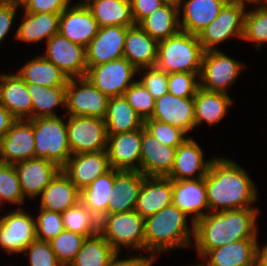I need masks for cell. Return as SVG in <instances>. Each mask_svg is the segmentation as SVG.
Instances as JSON below:
<instances>
[{"label": "cell", "mask_w": 267, "mask_h": 266, "mask_svg": "<svg viewBox=\"0 0 267 266\" xmlns=\"http://www.w3.org/2000/svg\"><path fill=\"white\" fill-rule=\"evenodd\" d=\"M123 96L143 120L151 118L155 109V99L139 81L135 80Z\"/></svg>", "instance_id": "obj_44"}, {"label": "cell", "mask_w": 267, "mask_h": 266, "mask_svg": "<svg viewBox=\"0 0 267 266\" xmlns=\"http://www.w3.org/2000/svg\"><path fill=\"white\" fill-rule=\"evenodd\" d=\"M177 147L161 144L142 127L140 172L145 176L166 177L174 164Z\"/></svg>", "instance_id": "obj_20"}, {"label": "cell", "mask_w": 267, "mask_h": 266, "mask_svg": "<svg viewBox=\"0 0 267 266\" xmlns=\"http://www.w3.org/2000/svg\"><path fill=\"white\" fill-rule=\"evenodd\" d=\"M204 50L198 36L179 31L159 41L155 66L166 73H200Z\"/></svg>", "instance_id": "obj_4"}, {"label": "cell", "mask_w": 267, "mask_h": 266, "mask_svg": "<svg viewBox=\"0 0 267 266\" xmlns=\"http://www.w3.org/2000/svg\"><path fill=\"white\" fill-rule=\"evenodd\" d=\"M67 138L72 155L105 151L108 144L105 120L88 116H68Z\"/></svg>", "instance_id": "obj_9"}, {"label": "cell", "mask_w": 267, "mask_h": 266, "mask_svg": "<svg viewBox=\"0 0 267 266\" xmlns=\"http://www.w3.org/2000/svg\"><path fill=\"white\" fill-rule=\"evenodd\" d=\"M138 71L127 59L120 58L97 66L87 67V79L108 98L122 96L135 81Z\"/></svg>", "instance_id": "obj_11"}, {"label": "cell", "mask_w": 267, "mask_h": 266, "mask_svg": "<svg viewBox=\"0 0 267 266\" xmlns=\"http://www.w3.org/2000/svg\"><path fill=\"white\" fill-rule=\"evenodd\" d=\"M0 199L15 205L24 202L25 198L21 191L18 173L13 164L0 162Z\"/></svg>", "instance_id": "obj_42"}, {"label": "cell", "mask_w": 267, "mask_h": 266, "mask_svg": "<svg viewBox=\"0 0 267 266\" xmlns=\"http://www.w3.org/2000/svg\"><path fill=\"white\" fill-rule=\"evenodd\" d=\"M87 7L99 27L135 25L130 0H93Z\"/></svg>", "instance_id": "obj_34"}, {"label": "cell", "mask_w": 267, "mask_h": 266, "mask_svg": "<svg viewBox=\"0 0 267 266\" xmlns=\"http://www.w3.org/2000/svg\"><path fill=\"white\" fill-rule=\"evenodd\" d=\"M195 266H206V265H204V263L202 262L201 264H198V265H195Z\"/></svg>", "instance_id": "obj_61"}, {"label": "cell", "mask_w": 267, "mask_h": 266, "mask_svg": "<svg viewBox=\"0 0 267 266\" xmlns=\"http://www.w3.org/2000/svg\"><path fill=\"white\" fill-rule=\"evenodd\" d=\"M21 6L29 13H61L69 0H26Z\"/></svg>", "instance_id": "obj_50"}, {"label": "cell", "mask_w": 267, "mask_h": 266, "mask_svg": "<svg viewBox=\"0 0 267 266\" xmlns=\"http://www.w3.org/2000/svg\"><path fill=\"white\" fill-rule=\"evenodd\" d=\"M21 25L16 31V40L38 42L46 38V42L59 33L60 13L25 12Z\"/></svg>", "instance_id": "obj_31"}, {"label": "cell", "mask_w": 267, "mask_h": 266, "mask_svg": "<svg viewBox=\"0 0 267 266\" xmlns=\"http://www.w3.org/2000/svg\"><path fill=\"white\" fill-rule=\"evenodd\" d=\"M116 170L111 168L80 191V202L100 220L107 215L108 199L112 194Z\"/></svg>", "instance_id": "obj_35"}, {"label": "cell", "mask_w": 267, "mask_h": 266, "mask_svg": "<svg viewBox=\"0 0 267 266\" xmlns=\"http://www.w3.org/2000/svg\"><path fill=\"white\" fill-rule=\"evenodd\" d=\"M258 209L242 208L207 213L194 224L199 257L210 250L244 239H257Z\"/></svg>", "instance_id": "obj_2"}, {"label": "cell", "mask_w": 267, "mask_h": 266, "mask_svg": "<svg viewBox=\"0 0 267 266\" xmlns=\"http://www.w3.org/2000/svg\"><path fill=\"white\" fill-rule=\"evenodd\" d=\"M141 138L142 128L108 135L107 153L110 167L115 170L140 171Z\"/></svg>", "instance_id": "obj_18"}, {"label": "cell", "mask_w": 267, "mask_h": 266, "mask_svg": "<svg viewBox=\"0 0 267 266\" xmlns=\"http://www.w3.org/2000/svg\"><path fill=\"white\" fill-rule=\"evenodd\" d=\"M70 1L71 0H69V3H70ZM91 1H93V0H83V1L79 2V4H77V5H85V6H87Z\"/></svg>", "instance_id": "obj_59"}, {"label": "cell", "mask_w": 267, "mask_h": 266, "mask_svg": "<svg viewBox=\"0 0 267 266\" xmlns=\"http://www.w3.org/2000/svg\"><path fill=\"white\" fill-rule=\"evenodd\" d=\"M35 138L34 158H43L62 169L72 153L67 138V123L58 117L30 119Z\"/></svg>", "instance_id": "obj_5"}, {"label": "cell", "mask_w": 267, "mask_h": 266, "mask_svg": "<svg viewBox=\"0 0 267 266\" xmlns=\"http://www.w3.org/2000/svg\"><path fill=\"white\" fill-rule=\"evenodd\" d=\"M62 219L65 230L86 236L87 238L100 233V219L80 201L63 212Z\"/></svg>", "instance_id": "obj_40"}, {"label": "cell", "mask_w": 267, "mask_h": 266, "mask_svg": "<svg viewBox=\"0 0 267 266\" xmlns=\"http://www.w3.org/2000/svg\"><path fill=\"white\" fill-rule=\"evenodd\" d=\"M86 236L63 230L57 237L50 240L53 252L63 266H69L81 249Z\"/></svg>", "instance_id": "obj_41"}, {"label": "cell", "mask_w": 267, "mask_h": 266, "mask_svg": "<svg viewBox=\"0 0 267 266\" xmlns=\"http://www.w3.org/2000/svg\"><path fill=\"white\" fill-rule=\"evenodd\" d=\"M108 99L87 77L70 78L67 81L65 109L69 116L105 119Z\"/></svg>", "instance_id": "obj_8"}, {"label": "cell", "mask_w": 267, "mask_h": 266, "mask_svg": "<svg viewBox=\"0 0 267 266\" xmlns=\"http://www.w3.org/2000/svg\"><path fill=\"white\" fill-rule=\"evenodd\" d=\"M172 204V180L167 177L145 176L135 211L143 218Z\"/></svg>", "instance_id": "obj_24"}, {"label": "cell", "mask_w": 267, "mask_h": 266, "mask_svg": "<svg viewBox=\"0 0 267 266\" xmlns=\"http://www.w3.org/2000/svg\"><path fill=\"white\" fill-rule=\"evenodd\" d=\"M111 169L107 150L73 154L61 169L81 191Z\"/></svg>", "instance_id": "obj_16"}, {"label": "cell", "mask_w": 267, "mask_h": 266, "mask_svg": "<svg viewBox=\"0 0 267 266\" xmlns=\"http://www.w3.org/2000/svg\"><path fill=\"white\" fill-rule=\"evenodd\" d=\"M35 138L30 119H16L0 142V162L16 164L34 158Z\"/></svg>", "instance_id": "obj_14"}, {"label": "cell", "mask_w": 267, "mask_h": 266, "mask_svg": "<svg viewBox=\"0 0 267 266\" xmlns=\"http://www.w3.org/2000/svg\"><path fill=\"white\" fill-rule=\"evenodd\" d=\"M119 252L111 258L110 263L107 266H151L154 260L148 255V257L134 256L127 259H118Z\"/></svg>", "instance_id": "obj_53"}, {"label": "cell", "mask_w": 267, "mask_h": 266, "mask_svg": "<svg viewBox=\"0 0 267 266\" xmlns=\"http://www.w3.org/2000/svg\"><path fill=\"white\" fill-rule=\"evenodd\" d=\"M257 239H244L210 250L206 266H255Z\"/></svg>", "instance_id": "obj_30"}, {"label": "cell", "mask_w": 267, "mask_h": 266, "mask_svg": "<svg viewBox=\"0 0 267 266\" xmlns=\"http://www.w3.org/2000/svg\"><path fill=\"white\" fill-rule=\"evenodd\" d=\"M179 15V10L176 8L163 5L146 17L139 26L159 42L180 31Z\"/></svg>", "instance_id": "obj_37"}, {"label": "cell", "mask_w": 267, "mask_h": 266, "mask_svg": "<svg viewBox=\"0 0 267 266\" xmlns=\"http://www.w3.org/2000/svg\"><path fill=\"white\" fill-rule=\"evenodd\" d=\"M244 65L219 50L205 51L199 74V87L227 94Z\"/></svg>", "instance_id": "obj_10"}, {"label": "cell", "mask_w": 267, "mask_h": 266, "mask_svg": "<svg viewBox=\"0 0 267 266\" xmlns=\"http://www.w3.org/2000/svg\"><path fill=\"white\" fill-rule=\"evenodd\" d=\"M255 266H267V244L259 247L256 245Z\"/></svg>", "instance_id": "obj_55"}, {"label": "cell", "mask_w": 267, "mask_h": 266, "mask_svg": "<svg viewBox=\"0 0 267 266\" xmlns=\"http://www.w3.org/2000/svg\"><path fill=\"white\" fill-rule=\"evenodd\" d=\"M18 208L0 218V247L11 253H22L37 240L35 219Z\"/></svg>", "instance_id": "obj_13"}, {"label": "cell", "mask_w": 267, "mask_h": 266, "mask_svg": "<svg viewBox=\"0 0 267 266\" xmlns=\"http://www.w3.org/2000/svg\"><path fill=\"white\" fill-rule=\"evenodd\" d=\"M145 175L140 171L116 170L113 191L109 195L107 214L135 210Z\"/></svg>", "instance_id": "obj_26"}, {"label": "cell", "mask_w": 267, "mask_h": 266, "mask_svg": "<svg viewBox=\"0 0 267 266\" xmlns=\"http://www.w3.org/2000/svg\"><path fill=\"white\" fill-rule=\"evenodd\" d=\"M17 74L26 82L44 87L66 86L68 77L44 56L28 61Z\"/></svg>", "instance_id": "obj_36"}, {"label": "cell", "mask_w": 267, "mask_h": 266, "mask_svg": "<svg viewBox=\"0 0 267 266\" xmlns=\"http://www.w3.org/2000/svg\"><path fill=\"white\" fill-rule=\"evenodd\" d=\"M172 204L185 215H192L191 226L205 216L203 209L209 210L205 177L199 179L172 180Z\"/></svg>", "instance_id": "obj_19"}, {"label": "cell", "mask_w": 267, "mask_h": 266, "mask_svg": "<svg viewBox=\"0 0 267 266\" xmlns=\"http://www.w3.org/2000/svg\"><path fill=\"white\" fill-rule=\"evenodd\" d=\"M135 24L139 25L146 17L163 6L160 0H130Z\"/></svg>", "instance_id": "obj_51"}, {"label": "cell", "mask_w": 267, "mask_h": 266, "mask_svg": "<svg viewBox=\"0 0 267 266\" xmlns=\"http://www.w3.org/2000/svg\"><path fill=\"white\" fill-rule=\"evenodd\" d=\"M232 103L233 100L228 94L207 91L199 87L194 96L195 127L203 121L210 125L219 123Z\"/></svg>", "instance_id": "obj_32"}, {"label": "cell", "mask_w": 267, "mask_h": 266, "mask_svg": "<svg viewBox=\"0 0 267 266\" xmlns=\"http://www.w3.org/2000/svg\"><path fill=\"white\" fill-rule=\"evenodd\" d=\"M261 4V6L259 5L260 8H266L267 9V0H254V2L252 4ZM263 4V6H262Z\"/></svg>", "instance_id": "obj_57"}, {"label": "cell", "mask_w": 267, "mask_h": 266, "mask_svg": "<svg viewBox=\"0 0 267 266\" xmlns=\"http://www.w3.org/2000/svg\"><path fill=\"white\" fill-rule=\"evenodd\" d=\"M104 120L108 135L138 130L144 126V120L134 111L123 95L108 99Z\"/></svg>", "instance_id": "obj_33"}, {"label": "cell", "mask_w": 267, "mask_h": 266, "mask_svg": "<svg viewBox=\"0 0 267 266\" xmlns=\"http://www.w3.org/2000/svg\"><path fill=\"white\" fill-rule=\"evenodd\" d=\"M98 30V23L85 5L66 7L60 13L59 33L72 43L87 48Z\"/></svg>", "instance_id": "obj_17"}, {"label": "cell", "mask_w": 267, "mask_h": 266, "mask_svg": "<svg viewBox=\"0 0 267 266\" xmlns=\"http://www.w3.org/2000/svg\"><path fill=\"white\" fill-rule=\"evenodd\" d=\"M115 254L112 246L97 234L86 238L69 266H107Z\"/></svg>", "instance_id": "obj_39"}, {"label": "cell", "mask_w": 267, "mask_h": 266, "mask_svg": "<svg viewBox=\"0 0 267 266\" xmlns=\"http://www.w3.org/2000/svg\"><path fill=\"white\" fill-rule=\"evenodd\" d=\"M145 218L135 210L105 215L100 220V235L120 252L121 245L126 248L145 250Z\"/></svg>", "instance_id": "obj_6"}, {"label": "cell", "mask_w": 267, "mask_h": 266, "mask_svg": "<svg viewBox=\"0 0 267 266\" xmlns=\"http://www.w3.org/2000/svg\"><path fill=\"white\" fill-rule=\"evenodd\" d=\"M40 196V209L62 214L80 201V190L61 170Z\"/></svg>", "instance_id": "obj_29"}, {"label": "cell", "mask_w": 267, "mask_h": 266, "mask_svg": "<svg viewBox=\"0 0 267 266\" xmlns=\"http://www.w3.org/2000/svg\"><path fill=\"white\" fill-rule=\"evenodd\" d=\"M160 1L163 3V5L174 7L177 10H179V12L183 2V0H160Z\"/></svg>", "instance_id": "obj_56"}, {"label": "cell", "mask_w": 267, "mask_h": 266, "mask_svg": "<svg viewBox=\"0 0 267 266\" xmlns=\"http://www.w3.org/2000/svg\"><path fill=\"white\" fill-rule=\"evenodd\" d=\"M19 5L4 1L0 3V43L11 29Z\"/></svg>", "instance_id": "obj_52"}, {"label": "cell", "mask_w": 267, "mask_h": 266, "mask_svg": "<svg viewBox=\"0 0 267 266\" xmlns=\"http://www.w3.org/2000/svg\"><path fill=\"white\" fill-rule=\"evenodd\" d=\"M0 103L16 119H32L31 94L17 73L0 74Z\"/></svg>", "instance_id": "obj_25"}, {"label": "cell", "mask_w": 267, "mask_h": 266, "mask_svg": "<svg viewBox=\"0 0 267 266\" xmlns=\"http://www.w3.org/2000/svg\"><path fill=\"white\" fill-rule=\"evenodd\" d=\"M203 150L189 138L177 147L174 164L166 176L171 180L199 179L205 177L213 159L204 161ZM197 173V176L195 174Z\"/></svg>", "instance_id": "obj_23"}, {"label": "cell", "mask_w": 267, "mask_h": 266, "mask_svg": "<svg viewBox=\"0 0 267 266\" xmlns=\"http://www.w3.org/2000/svg\"><path fill=\"white\" fill-rule=\"evenodd\" d=\"M46 44V54L42 56L59 68L68 79L86 76L85 47L72 43L60 33L53 35Z\"/></svg>", "instance_id": "obj_12"}, {"label": "cell", "mask_w": 267, "mask_h": 266, "mask_svg": "<svg viewBox=\"0 0 267 266\" xmlns=\"http://www.w3.org/2000/svg\"><path fill=\"white\" fill-rule=\"evenodd\" d=\"M6 1L12 2V3L16 4V5L21 6L26 0H6Z\"/></svg>", "instance_id": "obj_58"}, {"label": "cell", "mask_w": 267, "mask_h": 266, "mask_svg": "<svg viewBox=\"0 0 267 266\" xmlns=\"http://www.w3.org/2000/svg\"><path fill=\"white\" fill-rule=\"evenodd\" d=\"M229 0H183L180 30L198 35L220 13Z\"/></svg>", "instance_id": "obj_28"}, {"label": "cell", "mask_w": 267, "mask_h": 266, "mask_svg": "<svg viewBox=\"0 0 267 266\" xmlns=\"http://www.w3.org/2000/svg\"><path fill=\"white\" fill-rule=\"evenodd\" d=\"M199 74L185 72L168 74V92L181 98L194 97L199 88V81L197 80Z\"/></svg>", "instance_id": "obj_47"}, {"label": "cell", "mask_w": 267, "mask_h": 266, "mask_svg": "<svg viewBox=\"0 0 267 266\" xmlns=\"http://www.w3.org/2000/svg\"><path fill=\"white\" fill-rule=\"evenodd\" d=\"M20 182L21 191L25 196L36 198L44 188L61 171L54 163L43 158H31L14 164Z\"/></svg>", "instance_id": "obj_22"}, {"label": "cell", "mask_w": 267, "mask_h": 266, "mask_svg": "<svg viewBox=\"0 0 267 266\" xmlns=\"http://www.w3.org/2000/svg\"><path fill=\"white\" fill-rule=\"evenodd\" d=\"M128 27H99L97 35L86 48L87 67L123 58Z\"/></svg>", "instance_id": "obj_15"}, {"label": "cell", "mask_w": 267, "mask_h": 266, "mask_svg": "<svg viewBox=\"0 0 267 266\" xmlns=\"http://www.w3.org/2000/svg\"><path fill=\"white\" fill-rule=\"evenodd\" d=\"M39 212L35 220L36 237L39 241L49 242L64 230L62 214L44 209Z\"/></svg>", "instance_id": "obj_46"}, {"label": "cell", "mask_w": 267, "mask_h": 266, "mask_svg": "<svg viewBox=\"0 0 267 266\" xmlns=\"http://www.w3.org/2000/svg\"><path fill=\"white\" fill-rule=\"evenodd\" d=\"M205 186L210 212L252 208L257 199V189L250 176L230 159H213Z\"/></svg>", "instance_id": "obj_1"}, {"label": "cell", "mask_w": 267, "mask_h": 266, "mask_svg": "<svg viewBox=\"0 0 267 266\" xmlns=\"http://www.w3.org/2000/svg\"><path fill=\"white\" fill-rule=\"evenodd\" d=\"M144 128L158 139L161 144L170 147H178L188 139L185 137L187 134L185 131L155 119L144 120Z\"/></svg>", "instance_id": "obj_45"}, {"label": "cell", "mask_w": 267, "mask_h": 266, "mask_svg": "<svg viewBox=\"0 0 267 266\" xmlns=\"http://www.w3.org/2000/svg\"><path fill=\"white\" fill-rule=\"evenodd\" d=\"M142 69L147 71L143 72L144 76L139 82L155 100L168 93V73L157 66L140 68V70Z\"/></svg>", "instance_id": "obj_49"}, {"label": "cell", "mask_w": 267, "mask_h": 266, "mask_svg": "<svg viewBox=\"0 0 267 266\" xmlns=\"http://www.w3.org/2000/svg\"><path fill=\"white\" fill-rule=\"evenodd\" d=\"M23 253L30 255V266H63L53 252L50 242L35 240Z\"/></svg>", "instance_id": "obj_48"}, {"label": "cell", "mask_w": 267, "mask_h": 266, "mask_svg": "<svg viewBox=\"0 0 267 266\" xmlns=\"http://www.w3.org/2000/svg\"><path fill=\"white\" fill-rule=\"evenodd\" d=\"M229 1H235V2H243V3H250V4H252L253 2H254V0H229Z\"/></svg>", "instance_id": "obj_60"}, {"label": "cell", "mask_w": 267, "mask_h": 266, "mask_svg": "<svg viewBox=\"0 0 267 266\" xmlns=\"http://www.w3.org/2000/svg\"><path fill=\"white\" fill-rule=\"evenodd\" d=\"M246 3L228 1L219 15L197 36L204 51L216 50L215 47L233 36L243 38Z\"/></svg>", "instance_id": "obj_7"}, {"label": "cell", "mask_w": 267, "mask_h": 266, "mask_svg": "<svg viewBox=\"0 0 267 266\" xmlns=\"http://www.w3.org/2000/svg\"><path fill=\"white\" fill-rule=\"evenodd\" d=\"M158 42L139 25L128 27L123 57L138 71L140 68L155 66Z\"/></svg>", "instance_id": "obj_27"}, {"label": "cell", "mask_w": 267, "mask_h": 266, "mask_svg": "<svg viewBox=\"0 0 267 266\" xmlns=\"http://www.w3.org/2000/svg\"><path fill=\"white\" fill-rule=\"evenodd\" d=\"M16 118L0 103V142Z\"/></svg>", "instance_id": "obj_54"}, {"label": "cell", "mask_w": 267, "mask_h": 266, "mask_svg": "<svg viewBox=\"0 0 267 266\" xmlns=\"http://www.w3.org/2000/svg\"><path fill=\"white\" fill-rule=\"evenodd\" d=\"M32 99V119L58 117L53 109L59 105L65 108L66 86L44 87L27 83Z\"/></svg>", "instance_id": "obj_38"}, {"label": "cell", "mask_w": 267, "mask_h": 266, "mask_svg": "<svg viewBox=\"0 0 267 266\" xmlns=\"http://www.w3.org/2000/svg\"><path fill=\"white\" fill-rule=\"evenodd\" d=\"M187 217L171 204L145 218V251L153 260H156L157 252L193 245L191 237L194 239V227L189 231Z\"/></svg>", "instance_id": "obj_3"}, {"label": "cell", "mask_w": 267, "mask_h": 266, "mask_svg": "<svg viewBox=\"0 0 267 266\" xmlns=\"http://www.w3.org/2000/svg\"><path fill=\"white\" fill-rule=\"evenodd\" d=\"M255 42L257 50L261 43L267 42V9L257 7L246 12L243 38Z\"/></svg>", "instance_id": "obj_43"}, {"label": "cell", "mask_w": 267, "mask_h": 266, "mask_svg": "<svg viewBox=\"0 0 267 266\" xmlns=\"http://www.w3.org/2000/svg\"><path fill=\"white\" fill-rule=\"evenodd\" d=\"M149 119L173 125L188 133L195 127L194 97L181 98L168 92L155 100V109Z\"/></svg>", "instance_id": "obj_21"}]
</instances>
